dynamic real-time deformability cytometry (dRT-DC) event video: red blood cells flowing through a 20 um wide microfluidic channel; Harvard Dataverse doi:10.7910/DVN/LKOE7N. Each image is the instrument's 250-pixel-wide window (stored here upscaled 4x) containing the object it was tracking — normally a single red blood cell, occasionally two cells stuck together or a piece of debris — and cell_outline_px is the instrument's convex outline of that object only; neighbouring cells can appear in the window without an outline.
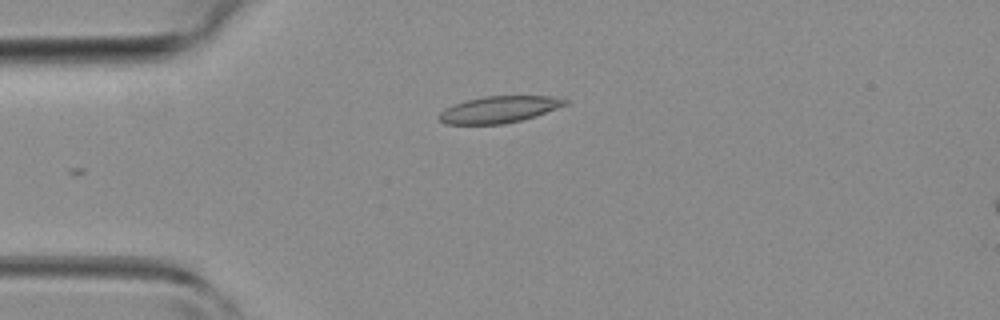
{"species": "common noctule bat (a hibernating species)", "species_latin": "Nyctalus noctula", "temperature_condition": "room temperature", "stored_images_in_passage": 31, "camera_frame_rate_fps": 3000, "um_per_image_px": 0.085, "animal": {"sex": "female", "body_mass_g": 19.3, "forearm_length_mm": 54.1}, "frame": {"image": 1, "passage_image": 1, "time_ms": 0.0, "image_size_px": [1000, 320], "cell_outline_px": [[568, 104], [536, 116], [504, 124], [444, 124], [436, 116], [444, 108], [468, 100], [484, 96], [548, 96], [568, 100]], "centroid_in_image_um": [42.4, 9.31], "position_along_channel_um": 42.6, "area_um2": 19.48}}
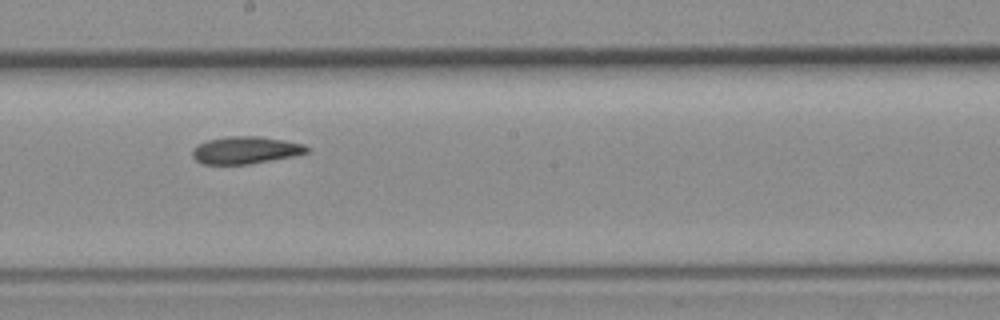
{"frame": {"image": 2, "passage_image": 14, "time_ms": 4.333, "image_size_px": [1000, 320], "cell_outline_px": [[312, 148], [308, 152], [296, 156], [248, 164], [204, 164], [196, 160], [192, 156], [192, 152], [200, 144], [208, 140], [228, 136], [260, 136], [284, 140], [304, 144]], "centroid_in_image_um": [20.95, 12.76], "position_along_channel_um": 227.3, "area_um2": 18.21}}
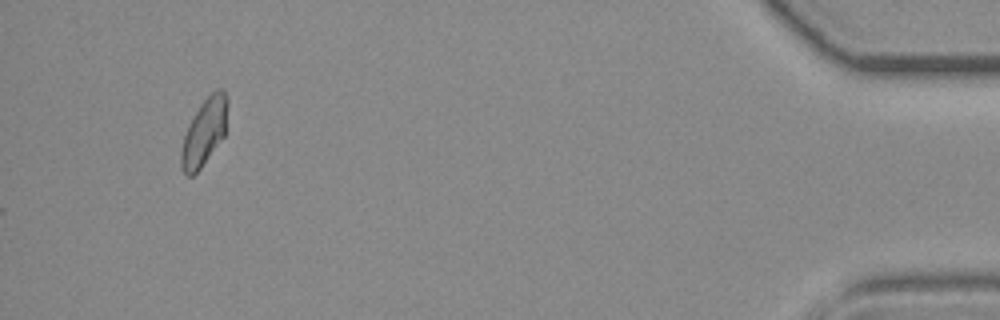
{"frame": {"image": 3, "passage_image": 31, "time_ms": 10.0, "image_size_px": [1000, 320], "cell_outline_px": [[228, 104], [224, 136], [200, 168], [192, 176], [188, 176], [180, 168], [180, 152], [184, 136], [200, 104], [216, 88], [224, 88], [228, 100]], "centroid_in_image_um": [17.37, 11.21], "position_along_channel_um": 417.8, "area_um2": 17.86}}